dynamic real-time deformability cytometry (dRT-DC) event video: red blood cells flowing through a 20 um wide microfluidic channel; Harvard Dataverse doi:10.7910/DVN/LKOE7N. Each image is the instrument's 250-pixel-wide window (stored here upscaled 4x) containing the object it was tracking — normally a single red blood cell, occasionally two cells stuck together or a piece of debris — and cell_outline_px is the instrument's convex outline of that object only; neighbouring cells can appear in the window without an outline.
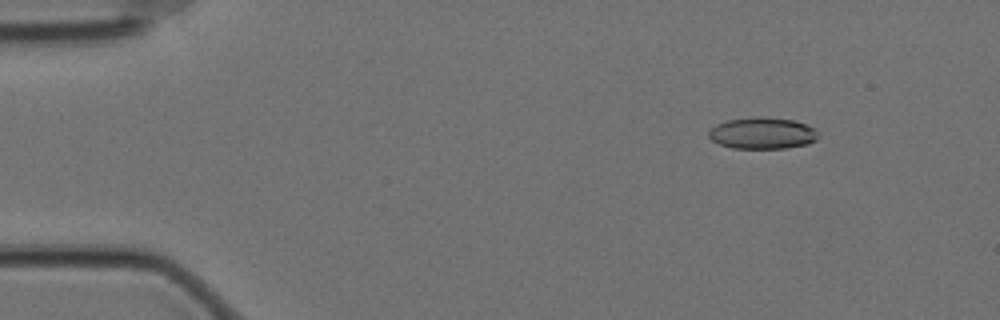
{"species": "Egyptian fruit bat (a non-hibernating species)", "species_latin": "Rousettus aegyptiacus", "temperature_condition": "cold", "stored_images_in_passage": 54, "camera_frame_rate_fps": 3000, "um_per_image_px": 0.085, "animal": {"sex": "female"}, "frame": {"image": 1, "passage_image": 3, "time_ms": 0.667, "image_size_px": [1000, 320], "cell_outline_px": [[820, 136], [816, 140], [808, 144], [788, 148], [732, 148], [720, 144], [712, 140], [708, 136], [708, 132], [716, 124], [728, 120], [756, 116], [764, 116], [792, 120], [808, 124], [816, 128], [820, 132]], "centroid_in_image_um": [64.87, 11.31], "position_along_channel_um": 20.1, "area_um2": 20.46}}
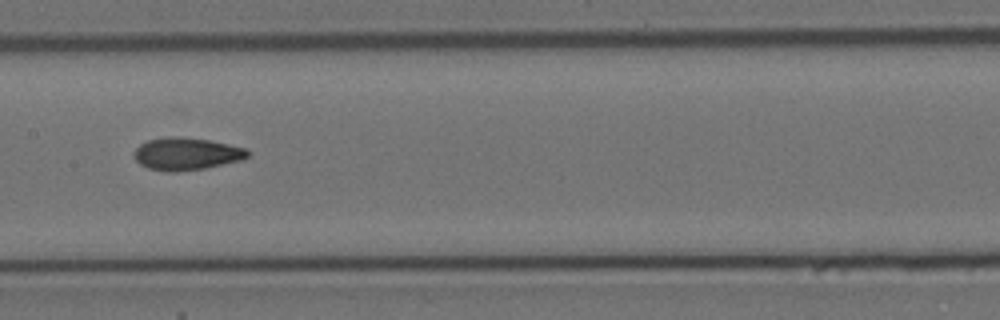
{"frame": {"image": 2, "passage_image": 25, "time_ms": 8.0, "image_size_px": [1000, 320], "cell_outline_px": [[248, 156], [244, 160], [204, 168], [176, 172], [168, 172], [148, 168], [140, 164], [136, 160], [132, 152], [140, 144], [148, 140], [168, 136], [176, 136], [208, 140], [248, 148]], "centroid_in_image_um": [15.84, 13.08], "position_along_channel_um": 191.6, "area_um2": 21.56}}
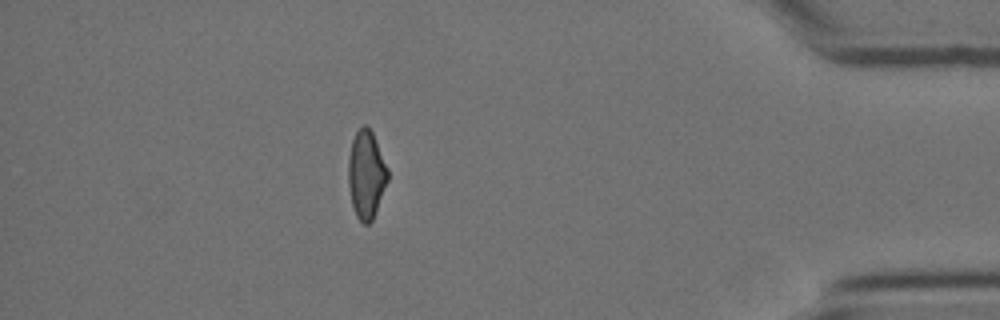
{"frame": {"image": 3, "passage_image": 47, "time_ms": 15.333, "image_size_px": [1000, 320], "cell_outline_px": [[388, 180], [376, 212], [372, 220], [368, 224], [364, 224], [356, 216], [352, 204], [348, 184], [348, 156], [352, 140], [356, 132], [364, 124], [372, 132], [388, 168]], "centroid_in_image_um": [31.12, 14.84], "position_along_channel_um": 404.1, "area_um2": 20.17}, "authors_computed_cell_mechanics": {"area_um2": 20.4901, "velocity_mm_per_s": 3.5104, "shape_relaxation_time_tau1_ms": 7.7886, "shape_relaxation_time_tau2_ms": 2.4945, "deformation_change_tau1": 0.1708, "deformation_change_tau2": 0.0877}}